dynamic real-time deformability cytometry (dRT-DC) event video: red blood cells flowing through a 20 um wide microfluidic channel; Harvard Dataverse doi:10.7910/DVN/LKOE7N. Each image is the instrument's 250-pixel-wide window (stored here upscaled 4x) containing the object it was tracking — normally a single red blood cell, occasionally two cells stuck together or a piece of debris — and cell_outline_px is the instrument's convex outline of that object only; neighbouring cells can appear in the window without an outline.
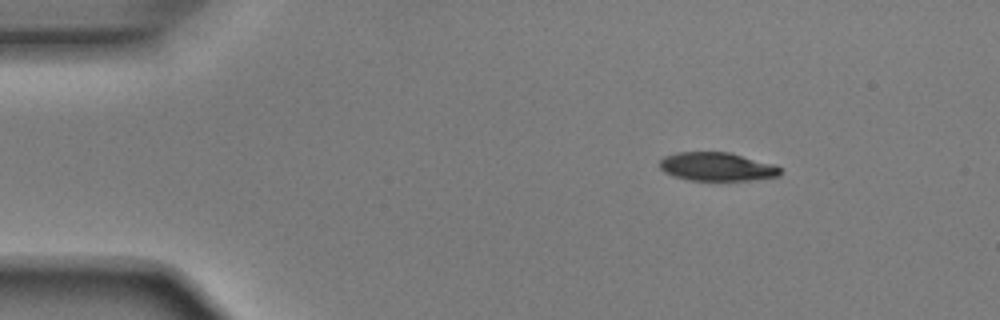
{"species": "Egyptian fruit bat (a non-hibernating species)", "species_latin": "Rousettus aegyptiacus", "temperature_condition": "room temperature", "stored_images_in_passage": 6, "camera_frame_rate_fps": 3000, "um_per_image_px": 0.085, "animal": {"sex": "male"}, "frame": {"image": 1, "passage_image": 1, "time_ms": 0.0, "image_size_px": [1000, 320], "cell_outline_px": [[780, 176], [748, 180], [688, 180], [664, 172], [660, 168], [660, 160], [664, 156], [676, 152], [728, 152], [776, 164], [780, 168]], "centroid_in_image_um": [60.94, 14.16], "position_along_channel_um": 24.1, "area_um2": 20.0}}